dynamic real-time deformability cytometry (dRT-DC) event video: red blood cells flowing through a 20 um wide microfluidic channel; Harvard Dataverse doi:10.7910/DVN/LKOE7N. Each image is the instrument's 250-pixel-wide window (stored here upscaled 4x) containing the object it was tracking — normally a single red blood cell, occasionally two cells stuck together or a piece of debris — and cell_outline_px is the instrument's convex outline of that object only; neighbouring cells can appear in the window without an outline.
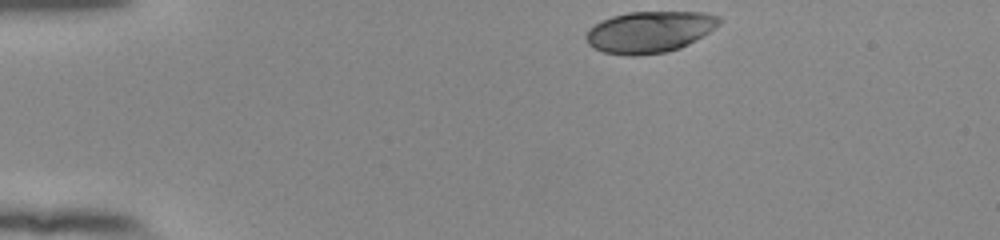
{"species": "human", "species_latin": "Homo sapiens", "temperature_condition": "room temperature", "stored_images_in_passage": 38, "camera_frame_rate_fps": 3000, "um_per_image_px": 0.085, "donor": {"sex": "female"}, "frame": {"image": 1, "passage_image": 1, "time_ms": 0.0, "image_size_px": [1000, 240], "cell_outline_px": [[720, 24], [708, 32], [688, 44], [680, 48], [664, 52], [632, 56], [628, 56], [604, 52], [588, 44], [584, 36], [588, 28], [612, 16], [628, 12], [704, 12], [720, 16]], "centroid_in_image_um": [55.2, 2.7], "position_along_channel_um": 29.8, "area_um2": 31.96}}
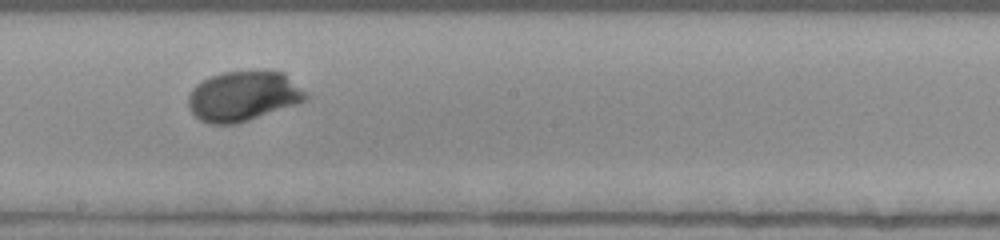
{"frame": {"image": 2, "passage_image": 22, "time_ms": 7.0, "image_size_px": [1000, 240], "cell_outline_px": [[312, 96], [296, 104], [236, 124], [208, 124], [200, 120], [188, 108], [188, 96], [192, 88], [196, 84], [212, 76], [224, 72], [284, 72], [308, 92]], "centroid_in_image_um": [20.68, 8.18], "position_along_channel_um": 227.5, "area_um2": 34.04}}
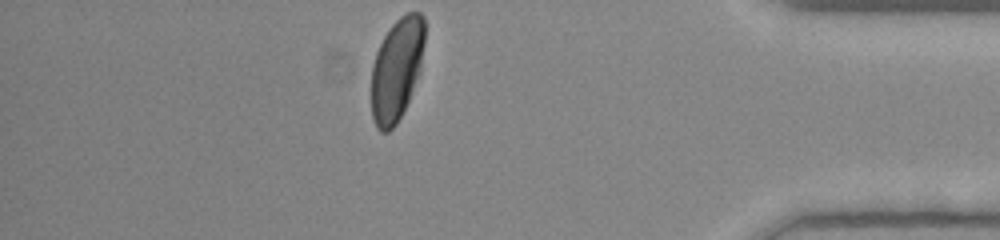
{"frame": {"image": 3, "passage_image": 38, "time_ms": 12.333, "image_size_px": [1000, 240], "cell_outline_px": [[424, 44], [420, 72], [408, 100], [396, 124], [388, 132], [380, 132], [376, 128], [372, 116], [372, 64], [376, 52], [388, 28], [400, 16], [408, 12], [420, 12], [424, 16]], "centroid_in_image_um": [33.72, 5.87], "position_along_channel_um": 401.5, "area_um2": 31.85}, "authors_computed_cell_mechanics": {"area_um2": 33.4373, "velocity_mm_per_s": 3.8632, "shape_relaxation_time_tau1_ms": 2.791, "shape_relaxation_time_tau2_ms": null, "deformation_change_tau1": 0.1625, "deformation_change_tau2": null}}